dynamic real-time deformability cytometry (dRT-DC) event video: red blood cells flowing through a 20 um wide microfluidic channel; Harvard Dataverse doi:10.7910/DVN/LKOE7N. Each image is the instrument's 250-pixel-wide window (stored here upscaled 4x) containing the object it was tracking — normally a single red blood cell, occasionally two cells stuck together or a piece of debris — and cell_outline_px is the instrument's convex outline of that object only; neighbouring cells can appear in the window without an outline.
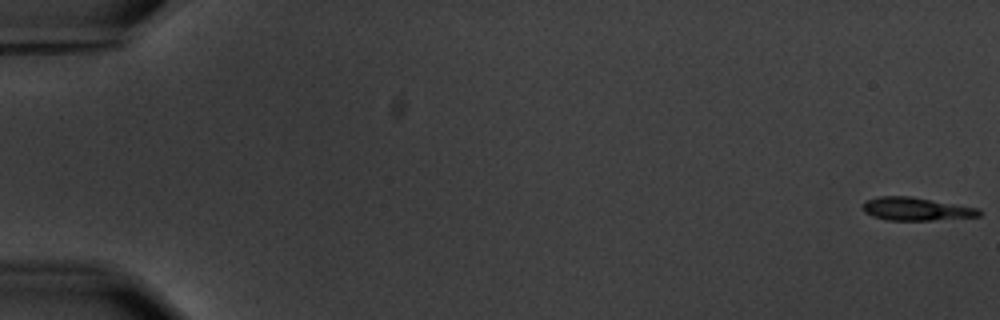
{"species": "common noctule bat (a hibernating species)", "species_latin": "Nyctalus noctula", "temperature_condition": "warm", "stored_images_in_passage": 3, "camera_frame_rate_fps": 3000, "um_per_image_px": 0.085, "animal": {"sex": "male", "body_mass_g": 20.1, "forearm_length_mm": 53.5}, "frame": {"image": 1, "passage_image": 1, "time_ms": 0.0, "image_size_px": [1000, 320], "cell_outline_px": [[980, 216], [932, 220], [884, 220], [872, 216], [864, 212], [864, 200], [880, 196], [912, 196], [980, 208]], "centroid_in_image_um": [77.86, 17.75], "position_along_channel_um": 7.1, "area_um2": 15.72}}
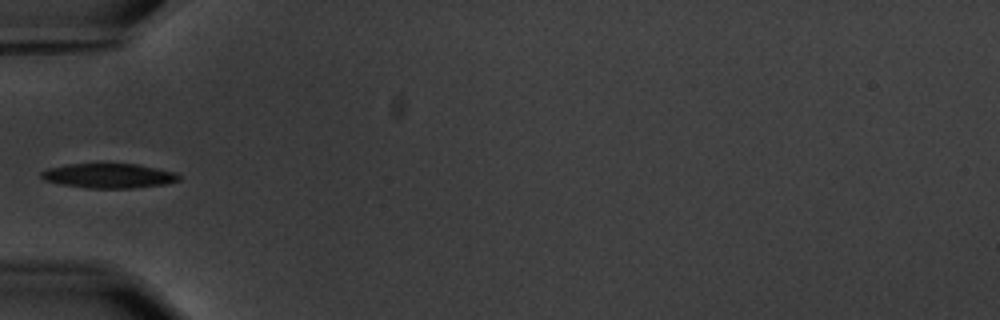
{"frame": {"image": 2, "passage_image": 3, "time_ms": 3.0, "image_size_px": [1000, 320], "cell_outline_px": [[180, 180], [168, 184], [132, 188], [88, 188], [60, 184], [44, 180], [40, 176], [40, 172], [48, 168], [68, 164], [100, 160], [136, 164], [176, 172], [180, 176]], "centroid_in_image_um": [9.22, 14.89], "position_along_channel_um": 75.8, "area_um2": 20.75}}